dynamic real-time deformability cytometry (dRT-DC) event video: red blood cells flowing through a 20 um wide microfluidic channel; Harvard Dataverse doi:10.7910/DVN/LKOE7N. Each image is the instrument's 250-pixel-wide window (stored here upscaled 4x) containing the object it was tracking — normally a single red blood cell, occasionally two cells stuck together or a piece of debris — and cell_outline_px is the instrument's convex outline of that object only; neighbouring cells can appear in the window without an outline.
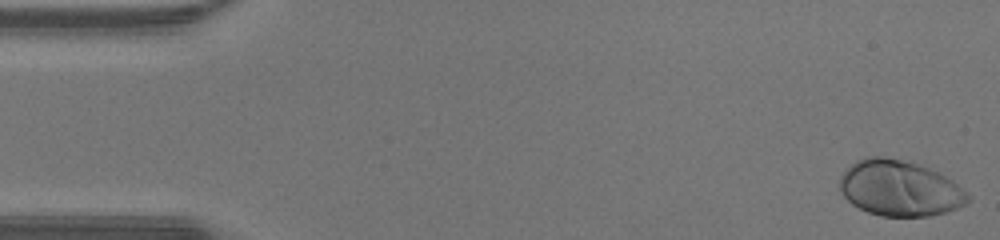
{"species": "human", "species_latin": "Homo sapiens", "temperature_condition": "warm", "stored_images_in_passage": 44, "camera_frame_rate_fps": 3000, "um_per_image_px": 0.085, "donor": {"sex": "male"}, "frame": {"image": 1, "passage_image": 1, "time_ms": 0.0, "image_size_px": [1000, 240], "cell_outline_px": [[972, 200], [956, 208], [944, 212], [928, 216], [880, 216], [868, 212], [852, 204], [840, 192], [840, 176], [856, 160], [864, 156], [884, 156], [916, 164], [928, 168], [952, 180], [968, 192], [972, 196]], "centroid_in_image_um": [76.47, 16.01], "position_along_channel_um": 8.5, "area_um2": 41.44}}
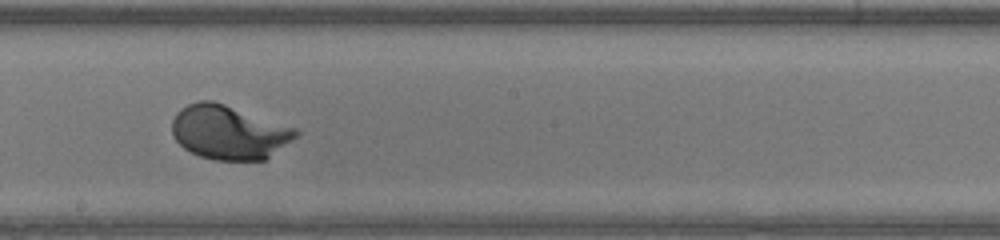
{"frame": {"image": 2, "passage_image": 26, "time_ms": 8.333, "image_size_px": [1000, 240], "cell_outline_px": [[300, 132], [292, 140], [264, 160], [216, 160], [200, 156], [184, 148], [176, 140], [172, 132], [172, 120], [176, 112], [180, 108], [188, 104], [200, 100], [212, 100], [296, 128]], "centroid_in_image_um": [19.43, 11.24], "position_along_channel_um": 228.8, "area_um2": 38.67}}
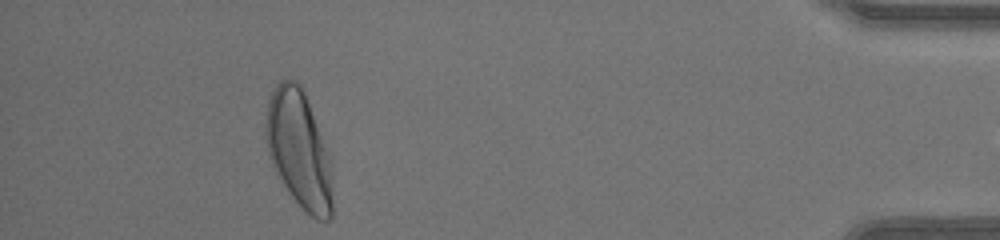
{"frame": {"image": 3, "passage_image": 43, "time_ms": 14.0, "image_size_px": [1000, 240], "cell_outline_px": [[332, 216], [328, 220], [316, 220], [288, 192], [276, 172], [272, 164], [264, 140], [264, 124], [268, 100], [276, 84], [280, 80], [296, 80], [300, 84], [304, 92], [332, 160]], "centroid_in_image_um": [25.4, 12.69], "position_along_channel_um": 409.8, "area_um2": 45.89}}